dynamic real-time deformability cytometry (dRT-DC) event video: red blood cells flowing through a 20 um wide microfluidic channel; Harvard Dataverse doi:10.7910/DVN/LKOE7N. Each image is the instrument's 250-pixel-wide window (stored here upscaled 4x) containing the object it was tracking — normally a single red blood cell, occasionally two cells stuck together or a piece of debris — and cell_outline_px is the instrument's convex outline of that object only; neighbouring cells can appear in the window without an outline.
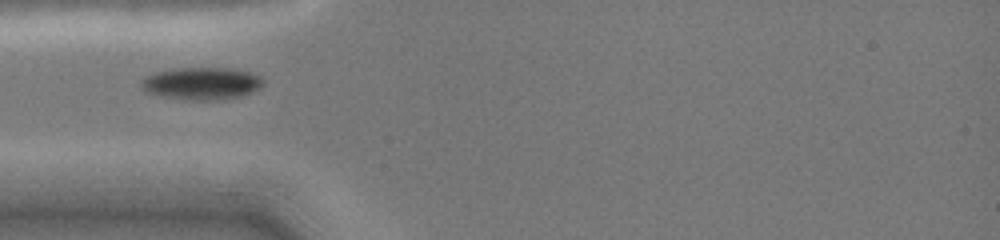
{"species": "common noctule bat (a hibernating species)", "species_latin": "Nyctalus noctula", "temperature_condition": "cold", "stored_images_in_passage": 33, "camera_frame_rate_fps": 3000, "um_per_image_px": 0.085, "animal": {"sex": "female", "body_mass_g": 19.0, "forearm_length_mm": 51.5}, "frame": {"image": 1, "passage_image": 1, "time_ms": 0.0, "image_size_px": [1000, 240], "cell_outline_px": [[264, 84], [260, 88], [252, 92], [240, 96], [216, 100], [184, 100], [160, 96], [148, 92], [140, 88], [140, 80], [156, 72], [176, 68], [228, 68], [248, 72], [260, 76], [264, 80]], "centroid_in_image_um": [17.13, 7.1], "position_along_channel_um": 67.9, "area_um2": 23.06}}
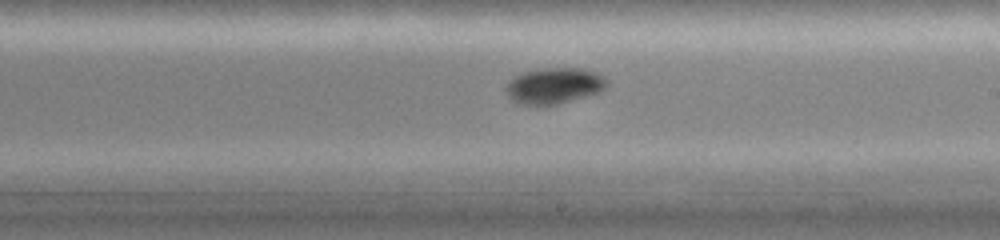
{"frame": {"image": 2, "passage_image": 14, "time_ms": 4.333, "image_size_px": [1000, 240], "cell_outline_px": [[608, 84], [604, 88], [596, 92], [584, 96], [556, 104], [516, 104], [508, 96], [504, 88], [508, 80], [524, 72], [540, 68], [584, 68], [596, 72], [604, 76]], "centroid_in_image_um": [47.06, 7.26], "position_along_channel_um": 241.9, "area_um2": 20.98}}
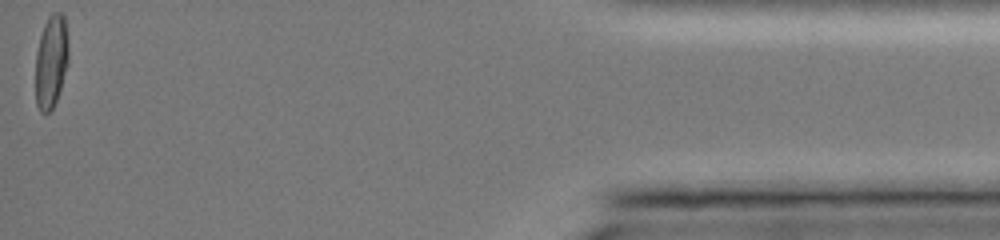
{"frame": {"image": 3, "passage_image": 33, "time_ms": 11.0, "image_size_px": [1000, 240], "cell_outline_px": [[68, 64], [56, 100], [52, 108], [44, 116], [40, 112], [36, 104], [36, 52], [40, 36], [44, 24], [48, 16], [52, 12], [60, 12], [64, 16], [68, 40]], "centroid_in_image_um": [4.34, 5.21], "position_along_channel_um": 430.9, "area_um2": 17.98}}